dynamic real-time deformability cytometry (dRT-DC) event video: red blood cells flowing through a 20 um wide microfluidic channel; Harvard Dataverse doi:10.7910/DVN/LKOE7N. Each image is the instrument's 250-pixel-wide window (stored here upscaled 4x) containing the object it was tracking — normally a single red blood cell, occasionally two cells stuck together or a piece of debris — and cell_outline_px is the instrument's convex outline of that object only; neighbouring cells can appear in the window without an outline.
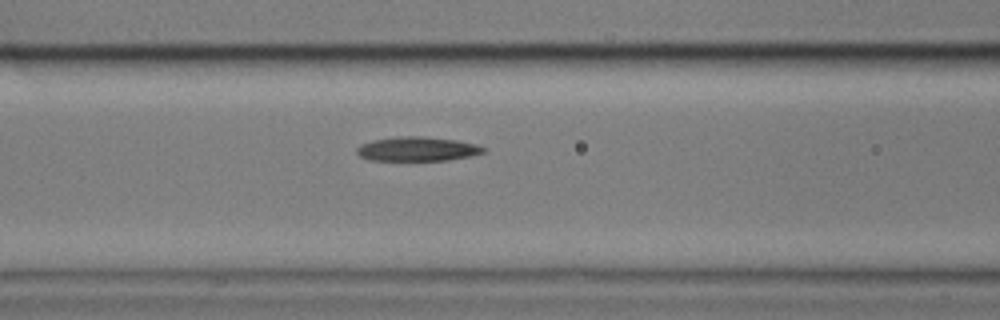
{"species": "common noctule bat (a hibernating species)", "species_latin": "Nyctalus noctula", "temperature_condition": "cold", "stored_images_in_passage": 5, "segment_of_instrument_passage": [2, 2], "camera_frame_rate_fps": 3000, "um_per_image_px": 0.085, "animal": {"sex": "male", "body_mass_g": 17.9}, "frame": {"image": 1, "passage_image": 5, "time_ms": 4.667, "image_size_px": [1000, 320], "cell_outline_px": [[488, 148], [484, 152], [472, 156], [448, 160], [368, 160], [360, 156], [356, 152], [356, 148], [360, 144], [372, 140], [396, 136], [424, 136], [456, 140], [476, 144]], "centroid_in_image_um": [35.47, 12.65], "position_along_channel_um": 131.1, "area_um2": 18.09}}